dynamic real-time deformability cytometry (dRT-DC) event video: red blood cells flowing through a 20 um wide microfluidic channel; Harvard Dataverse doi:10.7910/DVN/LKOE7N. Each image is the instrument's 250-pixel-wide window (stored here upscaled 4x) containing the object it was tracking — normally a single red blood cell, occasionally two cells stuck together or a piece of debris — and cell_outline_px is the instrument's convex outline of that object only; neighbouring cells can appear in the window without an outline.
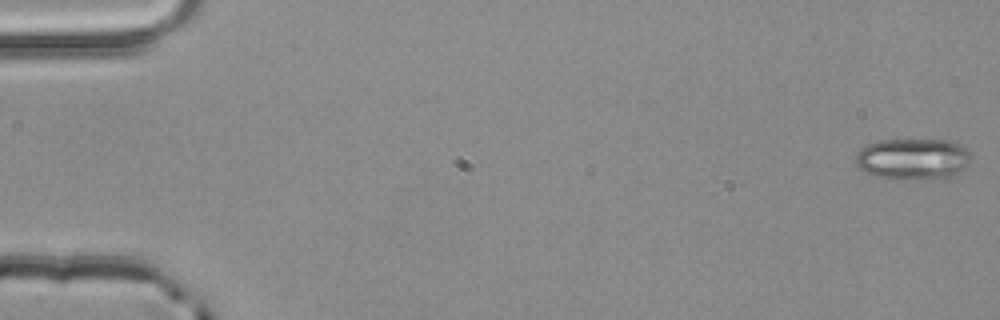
{"species": "common noctule bat (a hibernating species)", "species_latin": "Nyctalus noctula", "temperature_condition": "room temperature", "stored_images_in_passage": 2, "camera_frame_rate_fps": 3000, "um_per_image_px": 0.085, "animal": {"sex": "male", "body_mass_g": 20.4}, "frame": {"image": 1, "passage_image": 2, "time_ms": 0.333, "image_size_px": [1000, 320], "cell_outline_px": [[972, 156], [968, 164], [960, 172], [944, 180], [888, 180], [864, 172], [856, 164], [856, 152], [864, 144], [880, 140], [952, 140], [960, 144]], "centroid_in_image_um": [77.59, 13.54], "position_along_channel_um": 7.4, "area_um2": 28.73}}